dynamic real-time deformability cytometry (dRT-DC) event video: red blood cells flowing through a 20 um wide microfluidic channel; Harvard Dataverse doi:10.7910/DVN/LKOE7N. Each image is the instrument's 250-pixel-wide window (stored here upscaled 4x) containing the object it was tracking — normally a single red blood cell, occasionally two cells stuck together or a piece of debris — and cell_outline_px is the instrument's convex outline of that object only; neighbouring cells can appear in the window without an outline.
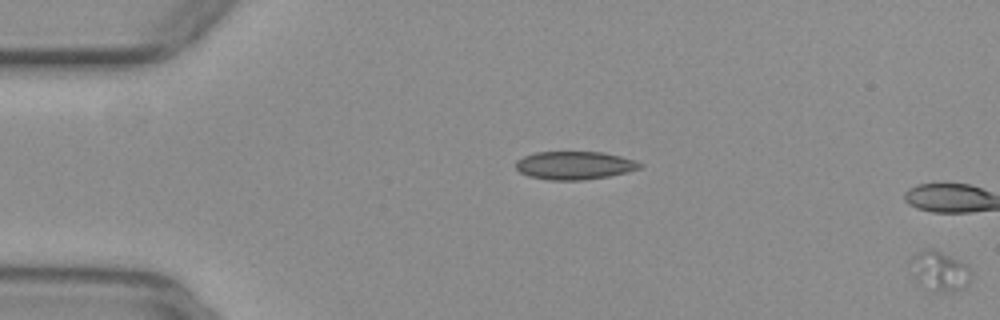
{"species": "common noctule bat (a hibernating species)", "species_latin": "Nyctalus noctula", "temperature_condition": "warm", "stored_images_in_passage": 5, "segment_of_instrument_passage": [2, 2], "camera_frame_rate_fps": 3000, "um_per_image_px": 0.085, "animal": {"sex": "female", "body_mass_g": 29.2, "forearm_length_mm": 56.3}, "frame": {"image": 1, "passage_image": 5, "time_ms": 1.333, "image_size_px": [1000, 320], "cell_outline_px": [[972, 280], [964, 288], [956, 292], [932, 292], [916, 280], [912, 276], [916, 256], [920, 252], [928, 248], [932, 248], [960, 260], [968, 268], [972, 276]], "centroid_in_image_um": [79.96, 23.1], "position_along_channel_um": 5.0, "area_um2": 13.76}}